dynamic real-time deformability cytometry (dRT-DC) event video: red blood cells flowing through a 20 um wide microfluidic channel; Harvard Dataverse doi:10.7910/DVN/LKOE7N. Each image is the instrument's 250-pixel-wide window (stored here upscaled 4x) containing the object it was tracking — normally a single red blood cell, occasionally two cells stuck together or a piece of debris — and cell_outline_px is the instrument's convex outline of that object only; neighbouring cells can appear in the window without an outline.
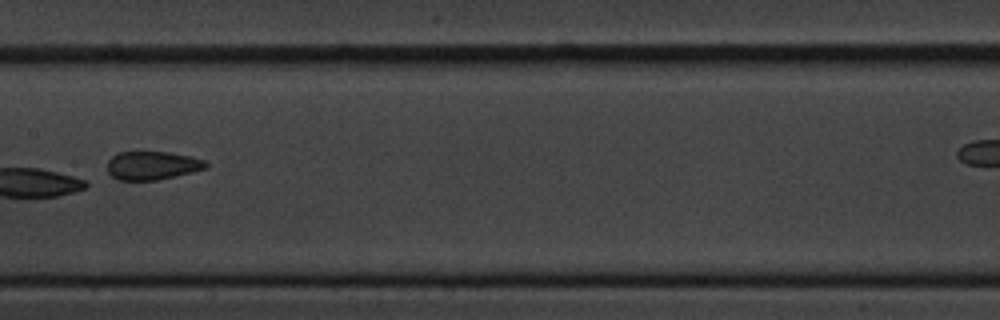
{"species": "common noctule bat (a hibernating species)", "species_latin": "Nyctalus noctula", "temperature_condition": "cold", "stored_images_in_passage": 9, "camera_frame_rate_fps": 3000, "um_per_image_px": 0.085, "animal": {"sex": "male", "body_mass_g": 20.1, "forearm_length_mm": 53.5}, "frame": {"image": 1, "passage_image": 8, "time_ms": 8.0, "image_size_px": [1000, 320], "cell_outline_px": [[208, 164], [204, 168], [192, 172], [156, 180], [116, 180], [108, 172], [108, 160], [116, 152], [168, 152], [188, 156], [204, 160]], "centroid_in_image_um": [12.89, 14.07], "position_along_channel_um": 194.5, "area_um2": 16.18}}